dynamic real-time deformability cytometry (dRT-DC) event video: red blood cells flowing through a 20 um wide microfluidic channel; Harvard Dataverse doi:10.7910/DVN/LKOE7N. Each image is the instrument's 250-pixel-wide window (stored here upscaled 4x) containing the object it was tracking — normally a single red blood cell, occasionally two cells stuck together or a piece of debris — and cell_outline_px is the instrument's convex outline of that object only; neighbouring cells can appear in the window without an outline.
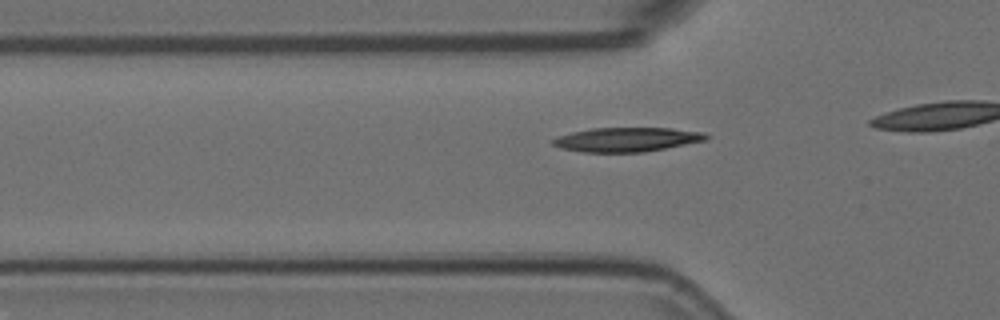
{"species": "Egyptian fruit bat (a non-hibernating species)", "species_latin": "Rousettus aegyptiacus", "temperature_condition": "room temperature", "stored_images_in_passage": 12, "camera_frame_rate_fps": 3000, "um_per_image_px": 0.085, "animal": {"sex": "female"}, "frame": {"image": 1, "passage_image": 6, "time_ms": 1.667, "image_size_px": [1000, 320], "cell_outline_px": [[708, 136], [704, 140], [644, 152], [584, 152], [560, 148], [552, 144], [552, 140], [556, 136], [572, 132], [592, 128], [672, 128], [700, 132]], "centroid_in_image_um": [53.19, 11.86], "position_along_channel_um": 72.6, "area_um2": 21.33}}
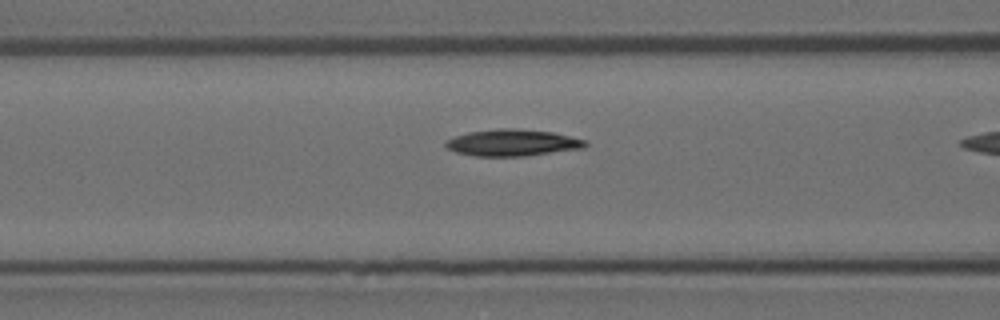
{"frame": {"image": 2, "passage_image": 10, "time_ms": 3.0, "image_size_px": [1000, 320], "cell_outline_px": [[588, 144], [584, 148], [524, 156], [476, 156], [456, 152], [448, 148], [444, 144], [448, 140], [456, 136], [468, 132], [500, 128], [516, 128], [552, 132], [584, 140]], "centroid_in_image_um": [43.56, 12.13], "position_along_channel_um": 123.0, "area_um2": 21.44}}